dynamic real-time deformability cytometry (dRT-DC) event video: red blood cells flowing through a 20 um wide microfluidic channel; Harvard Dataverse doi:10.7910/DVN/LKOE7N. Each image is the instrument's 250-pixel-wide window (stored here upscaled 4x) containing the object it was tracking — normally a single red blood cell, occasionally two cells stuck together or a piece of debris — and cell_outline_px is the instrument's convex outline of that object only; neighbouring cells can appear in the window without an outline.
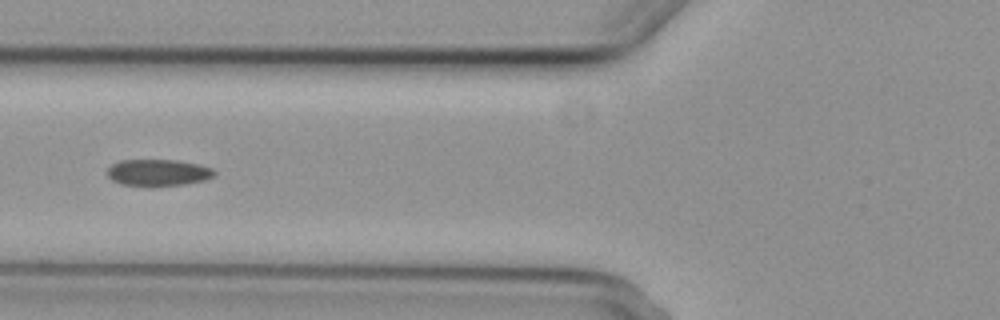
{"species": "common noctule bat (a hibernating species)", "species_latin": "Nyctalus noctula", "temperature_condition": "cold", "stored_images_in_passage": 5, "camera_frame_rate_fps": 3000, "um_per_image_px": 0.085, "animal": {"sex": "female", "body_mass_g": 29.2, "forearm_length_mm": 56.3}, "frame": {"image": 1, "passage_image": 5, "time_ms": 5.333, "image_size_px": [1000, 320], "cell_outline_px": [[216, 176], [204, 180], [184, 184], [156, 188], [148, 188], [120, 184], [112, 180], [108, 176], [108, 168], [112, 164], [120, 160], [176, 160], [196, 164], [212, 168], [216, 172]], "centroid_in_image_um": [13.42, 14.71], "position_along_channel_um": 112.4, "area_um2": 17.11}}